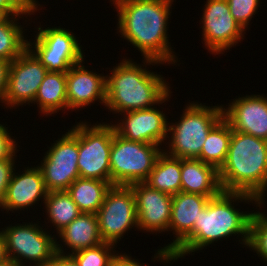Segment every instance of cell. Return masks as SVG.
Listing matches in <instances>:
<instances>
[{
	"instance_id": "1",
	"label": "cell",
	"mask_w": 267,
	"mask_h": 266,
	"mask_svg": "<svg viewBox=\"0 0 267 266\" xmlns=\"http://www.w3.org/2000/svg\"><path fill=\"white\" fill-rule=\"evenodd\" d=\"M175 1L110 0L117 13L116 33L136 48L142 59H153L166 66H180L168 36V21L171 20Z\"/></svg>"
},
{
	"instance_id": "2",
	"label": "cell",
	"mask_w": 267,
	"mask_h": 266,
	"mask_svg": "<svg viewBox=\"0 0 267 266\" xmlns=\"http://www.w3.org/2000/svg\"><path fill=\"white\" fill-rule=\"evenodd\" d=\"M239 203L256 207L261 202L253 195L242 192L222 191L216 197L210 198L193 230L170 252L175 262L233 236L234 240L235 236L238 237V245L242 244L243 248H247L253 210L241 211V208H236Z\"/></svg>"
},
{
	"instance_id": "3",
	"label": "cell",
	"mask_w": 267,
	"mask_h": 266,
	"mask_svg": "<svg viewBox=\"0 0 267 266\" xmlns=\"http://www.w3.org/2000/svg\"><path fill=\"white\" fill-rule=\"evenodd\" d=\"M127 58L123 56V60L113 66L106 75L104 108L113 115L152 108L172 90L170 83L162 74L149 69L151 65L161 67L163 63L153 59H143L141 64H137L131 57Z\"/></svg>"
},
{
	"instance_id": "4",
	"label": "cell",
	"mask_w": 267,
	"mask_h": 266,
	"mask_svg": "<svg viewBox=\"0 0 267 266\" xmlns=\"http://www.w3.org/2000/svg\"><path fill=\"white\" fill-rule=\"evenodd\" d=\"M219 180L225 192L247 193L267 202V141L232 130Z\"/></svg>"
},
{
	"instance_id": "5",
	"label": "cell",
	"mask_w": 267,
	"mask_h": 266,
	"mask_svg": "<svg viewBox=\"0 0 267 266\" xmlns=\"http://www.w3.org/2000/svg\"><path fill=\"white\" fill-rule=\"evenodd\" d=\"M185 105L180 119L169 121L163 151L180 159H197L209 131L223 118L222 104L208 106L189 100Z\"/></svg>"
},
{
	"instance_id": "6",
	"label": "cell",
	"mask_w": 267,
	"mask_h": 266,
	"mask_svg": "<svg viewBox=\"0 0 267 266\" xmlns=\"http://www.w3.org/2000/svg\"><path fill=\"white\" fill-rule=\"evenodd\" d=\"M43 227L37 220L0 228L5 236L8 257L16 266H47L53 261L56 236L52 234L55 232Z\"/></svg>"
},
{
	"instance_id": "7",
	"label": "cell",
	"mask_w": 267,
	"mask_h": 266,
	"mask_svg": "<svg viewBox=\"0 0 267 266\" xmlns=\"http://www.w3.org/2000/svg\"><path fill=\"white\" fill-rule=\"evenodd\" d=\"M42 26L34 27L36 31L33 32L37 34L34 33V39H27V48L48 71L67 72L73 65L86 59L84 47L75 33L63 26Z\"/></svg>"
},
{
	"instance_id": "8",
	"label": "cell",
	"mask_w": 267,
	"mask_h": 266,
	"mask_svg": "<svg viewBox=\"0 0 267 266\" xmlns=\"http://www.w3.org/2000/svg\"><path fill=\"white\" fill-rule=\"evenodd\" d=\"M115 133L111 123L78 122L79 176L111 184L110 152Z\"/></svg>"
},
{
	"instance_id": "9",
	"label": "cell",
	"mask_w": 267,
	"mask_h": 266,
	"mask_svg": "<svg viewBox=\"0 0 267 266\" xmlns=\"http://www.w3.org/2000/svg\"><path fill=\"white\" fill-rule=\"evenodd\" d=\"M162 151L159 145L129 141L114 133L110 152L111 185L144 182Z\"/></svg>"
},
{
	"instance_id": "10",
	"label": "cell",
	"mask_w": 267,
	"mask_h": 266,
	"mask_svg": "<svg viewBox=\"0 0 267 266\" xmlns=\"http://www.w3.org/2000/svg\"><path fill=\"white\" fill-rule=\"evenodd\" d=\"M58 140L47 146L42 160L37 166L41 169L47 192L67 191L78 179V122L67 129Z\"/></svg>"
},
{
	"instance_id": "11",
	"label": "cell",
	"mask_w": 267,
	"mask_h": 266,
	"mask_svg": "<svg viewBox=\"0 0 267 266\" xmlns=\"http://www.w3.org/2000/svg\"><path fill=\"white\" fill-rule=\"evenodd\" d=\"M99 232L104 243L117 244L128 231H139L136 200L130 185H112L98 210Z\"/></svg>"
},
{
	"instance_id": "12",
	"label": "cell",
	"mask_w": 267,
	"mask_h": 266,
	"mask_svg": "<svg viewBox=\"0 0 267 266\" xmlns=\"http://www.w3.org/2000/svg\"><path fill=\"white\" fill-rule=\"evenodd\" d=\"M201 11V40L210 54L220 56L245 39L246 31L231 15L226 0H206Z\"/></svg>"
},
{
	"instance_id": "13",
	"label": "cell",
	"mask_w": 267,
	"mask_h": 266,
	"mask_svg": "<svg viewBox=\"0 0 267 266\" xmlns=\"http://www.w3.org/2000/svg\"><path fill=\"white\" fill-rule=\"evenodd\" d=\"M171 94L172 91L158 105L152 108L118 114V118L119 115L121 117L114 120L116 121L114 122L115 124L113 120L110 121L115 133L129 141H138L164 147L163 145H165L168 134V120L170 119L167 118L169 116L163 110L164 107L160 105L163 103L166 105L167 101L173 96ZM160 107L162 110H160Z\"/></svg>"
},
{
	"instance_id": "14",
	"label": "cell",
	"mask_w": 267,
	"mask_h": 266,
	"mask_svg": "<svg viewBox=\"0 0 267 266\" xmlns=\"http://www.w3.org/2000/svg\"><path fill=\"white\" fill-rule=\"evenodd\" d=\"M48 70L37 57L26 48L9 68L7 88L3 98L4 109L30 106Z\"/></svg>"
},
{
	"instance_id": "15",
	"label": "cell",
	"mask_w": 267,
	"mask_h": 266,
	"mask_svg": "<svg viewBox=\"0 0 267 266\" xmlns=\"http://www.w3.org/2000/svg\"><path fill=\"white\" fill-rule=\"evenodd\" d=\"M210 198L201 194L179 192L172 195L171 217L168 233L174 236L172 241L159 249L151 261L161 262L163 265L175 262L170 253L192 230L201 211L206 207ZM170 231V232H169Z\"/></svg>"
},
{
	"instance_id": "16",
	"label": "cell",
	"mask_w": 267,
	"mask_h": 266,
	"mask_svg": "<svg viewBox=\"0 0 267 266\" xmlns=\"http://www.w3.org/2000/svg\"><path fill=\"white\" fill-rule=\"evenodd\" d=\"M136 200L139 231L163 234L169 230L172 195L149 187L144 182L130 184Z\"/></svg>"
},
{
	"instance_id": "17",
	"label": "cell",
	"mask_w": 267,
	"mask_h": 266,
	"mask_svg": "<svg viewBox=\"0 0 267 266\" xmlns=\"http://www.w3.org/2000/svg\"><path fill=\"white\" fill-rule=\"evenodd\" d=\"M235 98L226 107L222 105L223 118L233 131L267 141V95L246 94Z\"/></svg>"
},
{
	"instance_id": "18",
	"label": "cell",
	"mask_w": 267,
	"mask_h": 266,
	"mask_svg": "<svg viewBox=\"0 0 267 266\" xmlns=\"http://www.w3.org/2000/svg\"><path fill=\"white\" fill-rule=\"evenodd\" d=\"M83 62L85 59L66 72L67 104L71 112L91 108L96 101L103 106L106 103V75L94 69L89 71Z\"/></svg>"
},
{
	"instance_id": "19",
	"label": "cell",
	"mask_w": 267,
	"mask_h": 266,
	"mask_svg": "<svg viewBox=\"0 0 267 266\" xmlns=\"http://www.w3.org/2000/svg\"><path fill=\"white\" fill-rule=\"evenodd\" d=\"M23 171H17L15 168L11 181L7 187L4 201L1 205V211L10 215L11 213H20L30 211L35 204H44L47 190L44 185V179L41 169L36 165L24 167ZM17 171V172H16ZM39 202V203H38ZM34 205V206H33ZM25 209V210H24ZM10 211V212H9ZM21 211V212H20Z\"/></svg>"
},
{
	"instance_id": "20",
	"label": "cell",
	"mask_w": 267,
	"mask_h": 266,
	"mask_svg": "<svg viewBox=\"0 0 267 266\" xmlns=\"http://www.w3.org/2000/svg\"><path fill=\"white\" fill-rule=\"evenodd\" d=\"M56 236V253L64 255H71L103 242L96 213H81Z\"/></svg>"
},
{
	"instance_id": "21",
	"label": "cell",
	"mask_w": 267,
	"mask_h": 266,
	"mask_svg": "<svg viewBox=\"0 0 267 266\" xmlns=\"http://www.w3.org/2000/svg\"><path fill=\"white\" fill-rule=\"evenodd\" d=\"M222 191L216 167L200 159H181V192L216 197Z\"/></svg>"
},
{
	"instance_id": "22",
	"label": "cell",
	"mask_w": 267,
	"mask_h": 266,
	"mask_svg": "<svg viewBox=\"0 0 267 266\" xmlns=\"http://www.w3.org/2000/svg\"><path fill=\"white\" fill-rule=\"evenodd\" d=\"M33 104L37 105L42 117H54V114L61 111L64 114L68 112L66 72L48 71L38 88Z\"/></svg>"
},
{
	"instance_id": "23",
	"label": "cell",
	"mask_w": 267,
	"mask_h": 266,
	"mask_svg": "<svg viewBox=\"0 0 267 266\" xmlns=\"http://www.w3.org/2000/svg\"><path fill=\"white\" fill-rule=\"evenodd\" d=\"M43 208L45 209V220L47 221L44 220L43 225L49 231V227L52 226L53 230H56L55 236L81 214L78 206L73 202L71 195L67 191L47 192Z\"/></svg>"
},
{
	"instance_id": "24",
	"label": "cell",
	"mask_w": 267,
	"mask_h": 266,
	"mask_svg": "<svg viewBox=\"0 0 267 266\" xmlns=\"http://www.w3.org/2000/svg\"><path fill=\"white\" fill-rule=\"evenodd\" d=\"M144 183L170 195L181 192V159L162 151Z\"/></svg>"
},
{
	"instance_id": "25",
	"label": "cell",
	"mask_w": 267,
	"mask_h": 266,
	"mask_svg": "<svg viewBox=\"0 0 267 266\" xmlns=\"http://www.w3.org/2000/svg\"><path fill=\"white\" fill-rule=\"evenodd\" d=\"M112 185L108 181L79 177L68 188L81 213H97Z\"/></svg>"
},
{
	"instance_id": "26",
	"label": "cell",
	"mask_w": 267,
	"mask_h": 266,
	"mask_svg": "<svg viewBox=\"0 0 267 266\" xmlns=\"http://www.w3.org/2000/svg\"><path fill=\"white\" fill-rule=\"evenodd\" d=\"M31 16H8L4 21L0 23V59L8 60L12 62L27 48V33L28 29L25 18ZM20 19H24L22 25L19 22ZM25 27V28H24ZM26 30V31H25ZM25 34V35H24Z\"/></svg>"
},
{
	"instance_id": "27",
	"label": "cell",
	"mask_w": 267,
	"mask_h": 266,
	"mask_svg": "<svg viewBox=\"0 0 267 266\" xmlns=\"http://www.w3.org/2000/svg\"><path fill=\"white\" fill-rule=\"evenodd\" d=\"M231 136L232 127L222 118L209 131L201 149L200 156L197 159L213 165L219 170L226 160Z\"/></svg>"
},
{
	"instance_id": "28",
	"label": "cell",
	"mask_w": 267,
	"mask_h": 266,
	"mask_svg": "<svg viewBox=\"0 0 267 266\" xmlns=\"http://www.w3.org/2000/svg\"><path fill=\"white\" fill-rule=\"evenodd\" d=\"M266 204L267 202H261L256 208H252L258 211L253 210L247 248L256 253L258 258H262L261 262L263 260V263L267 264V209H264Z\"/></svg>"
},
{
	"instance_id": "29",
	"label": "cell",
	"mask_w": 267,
	"mask_h": 266,
	"mask_svg": "<svg viewBox=\"0 0 267 266\" xmlns=\"http://www.w3.org/2000/svg\"><path fill=\"white\" fill-rule=\"evenodd\" d=\"M117 247L110 243H100L94 247L82 249L71 254L79 266H111L120 255Z\"/></svg>"
},
{
	"instance_id": "30",
	"label": "cell",
	"mask_w": 267,
	"mask_h": 266,
	"mask_svg": "<svg viewBox=\"0 0 267 266\" xmlns=\"http://www.w3.org/2000/svg\"><path fill=\"white\" fill-rule=\"evenodd\" d=\"M233 18L247 31L250 21L258 14L261 0H226ZM249 25V26H248Z\"/></svg>"
},
{
	"instance_id": "31",
	"label": "cell",
	"mask_w": 267,
	"mask_h": 266,
	"mask_svg": "<svg viewBox=\"0 0 267 266\" xmlns=\"http://www.w3.org/2000/svg\"><path fill=\"white\" fill-rule=\"evenodd\" d=\"M14 138L8 127L0 122V160L11 159L22 149Z\"/></svg>"
},
{
	"instance_id": "32",
	"label": "cell",
	"mask_w": 267,
	"mask_h": 266,
	"mask_svg": "<svg viewBox=\"0 0 267 266\" xmlns=\"http://www.w3.org/2000/svg\"><path fill=\"white\" fill-rule=\"evenodd\" d=\"M17 155L11 159L0 160V207L4 201L7 187L11 181L12 174L17 166Z\"/></svg>"
},
{
	"instance_id": "33",
	"label": "cell",
	"mask_w": 267,
	"mask_h": 266,
	"mask_svg": "<svg viewBox=\"0 0 267 266\" xmlns=\"http://www.w3.org/2000/svg\"><path fill=\"white\" fill-rule=\"evenodd\" d=\"M0 10L7 16H34L25 0H0Z\"/></svg>"
},
{
	"instance_id": "34",
	"label": "cell",
	"mask_w": 267,
	"mask_h": 266,
	"mask_svg": "<svg viewBox=\"0 0 267 266\" xmlns=\"http://www.w3.org/2000/svg\"><path fill=\"white\" fill-rule=\"evenodd\" d=\"M10 64V61L0 59V103H2L0 105H3V98L7 88Z\"/></svg>"
},
{
	"instance_id": "35",
	"label": "cell",
	"mask_w": 267,
	"mask_h": 266,
	"mask_svg": "<svg viewBox=\"0 0 267 266\" xmlns=\"http://www.w3.org/2000/svg\"><path fill=\"white\" fill-rule=\"evenodd\" d=\"M131 254L120 253V255L113 261L111 266H149V264L141 263L139 259H134Z\"/></svg>"
},
{
	"instance_id": "36",
	"label": "cell",
	"mask_w": 267,
	"mask_h": 266,
	"mask_svg": "<svg viewBox=\"0 0 267 266\" xmlns=\"http://www.w3.org/2000/svg\"><path fill=\"white\" fill-rule=\"evenodd\" d=\"M47 266H79L71 255L56 253L53 261Z\"/></svg>"
},
{
	"instance_id": "37",
	"label": "cell",
	"mask_w": 267,
	"mask_h": 266,
	"mask_svg": "<svg viewBox=\"0 0 267 266\" xmlns=\"http://www.w3.org/2000/svg\"><path fill=\"white\" fill-rule=\"evenodd\" d=\"M6 240L3 231L0 229V262L8 260Z\"/></svg>"
},
{
	"instance_id": "38",
	"label": "cell",
	"mask_w": 267,
	"mask_h": 266,
	"mask_svg": "<svg viewBox=\"0 0 267 266\" xmlns=\"http://www.w3.org/2000/svg\"><path fill=\"white\" fill-rule=\"evenodd\" d=\"M25 1L29 4V8H30V10L32 11L33 14L39 12L42 9L44 10V7L39 4L38 0L37 1L36 0H25Z\"/></svg>"
},
{
	"instance_id": "39",
	"label": "cell",
	"mask_w": 267,
	"mask_h": 266,
	"mask_svg": "<svg viewBox=\"0 0 267 266\" xmlns=\"http://www.w3.org/2000/svg\"><path fill=\"white\" fill-rule=\"evenodd\" d=\"M0 266H16L10 259L0 262Z\"/></svg>"
},
{
	"instance_id": "40",
	"label": "cell",
	"mask_w": 267,
	"mask_h": 266,
	"mask_svg": "<svg viewBox=\"0 0 267 266\" xmlns=\"http://www.w3.org/2000/svg\"><path fill=\"white\" fill-rule=\"evenodd\" d=\"M7 17L8 16L2 10H0V23L4 21Z\"/></svg>"
}]
</instances>
